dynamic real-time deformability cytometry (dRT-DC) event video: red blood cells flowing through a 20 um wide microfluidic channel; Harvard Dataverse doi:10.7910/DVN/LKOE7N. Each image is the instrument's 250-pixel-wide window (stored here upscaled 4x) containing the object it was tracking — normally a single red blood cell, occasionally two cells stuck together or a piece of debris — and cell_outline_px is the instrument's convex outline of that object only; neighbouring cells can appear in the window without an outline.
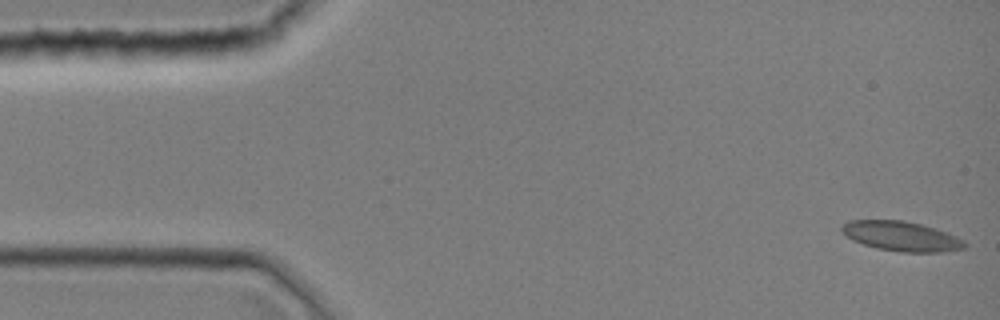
{"species": "common noctule bat (a hibernating species)", "species_latin": "Nyctalus noctula", "temperature_condition": "room temperature", "stored_images_in_passage": 44, "camera_frame_rate_fps": 3000, "um_per_image_px": 0.085, "animal": {"sex": "female", "body_mass_g": 19.0, "forearm_length_mm": 51.5}, "frame": {"image": 1, "passage_image": 1, "time_ms": 0.0, "image_size_px": [1000, 320], "cell_outline_px": [[968, 244], [964, 248], [940, 252], [900, 252], [876, 248], [852, 240], [840, 228], [848, 220], [904, 220], [936, 228], [948, 232], [964, 240]], "centroid_in_image_um": [76.65, 20.07], "position_along_channel_um": 8.4, "area_um2": 21.27}}
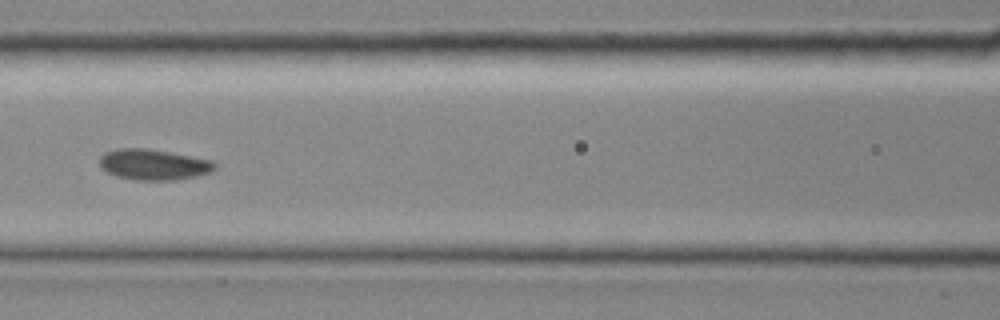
{"frame": {"image": 2, "passage_image": 19, "time_ms": 6.0, "image_size_px": [1000, 320], "cell_outline_px": [[216, 168], [208, 172], [196, 176], [176, 180], [136, 180], [116, 176], [100, 168], [100, 156], [104, 152], [116, 148], [148, 148], [212, 160], [216, 164]], "centroid_in_image_um": [13.02, 13.98], "position_along_channel_um": 153.6, "area_um2": 20.69}}
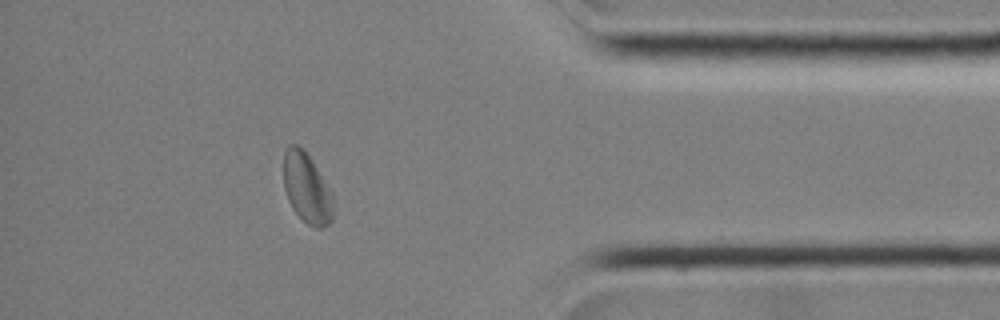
{"frame": {"image": 3, "passage_image": 38, "time_ms": 12.333, "image_size_px": [1000, 320], "cell_outline_px": [[332, 220], [328, 224], [320, 228], [316, 228], [308, 224], [292, 208], [288, 200], [284, 188], [284, 152], [288, 144], [296, 144], [304, 148], [312, 160], [332, 192]], "centroid_in_image_um": [26.06, 15.95], "position_along_channel_um": 409.1, "area_um2": 20.23}}